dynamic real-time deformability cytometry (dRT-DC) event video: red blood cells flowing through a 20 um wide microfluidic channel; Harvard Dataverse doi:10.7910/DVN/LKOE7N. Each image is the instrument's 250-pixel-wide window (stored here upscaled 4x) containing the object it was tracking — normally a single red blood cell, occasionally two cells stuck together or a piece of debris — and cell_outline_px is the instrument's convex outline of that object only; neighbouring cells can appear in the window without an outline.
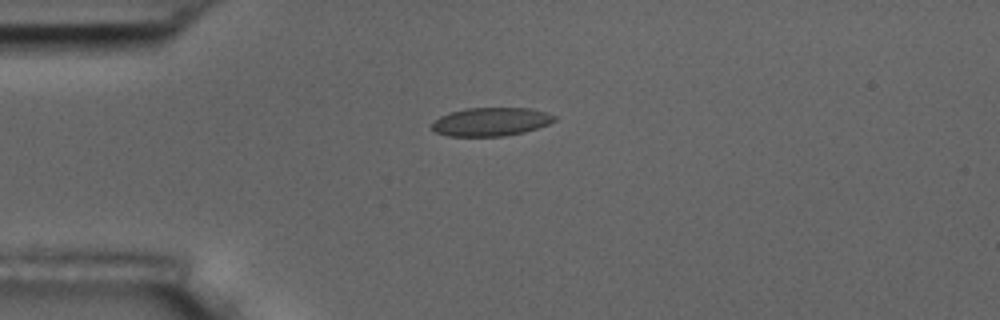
{"species": "common noctule bat (a hibernating species)", "species_latin": "Nyctalus noctula", "temperature_condition": "room temperature", "stored_images_in_passage": 6, "camera_frame_rate_fps": 3000, "um_per_image_px": 0.085, "animal": {"sex": "male", "body_mass_g": 17.5, "forearm_length_mm": 52.3}, "frame": {"image": 1, "passage_image": 4, "time_ms": 3.667, "image_size_px": [1000, 320], "cell_outline_px": [[556, 120], [548, 124], [524, 132], [504, 136], [448, 136], [436, 132], [432, 128], [432, 124], [440, 116], [452, 112], [468, 108], [532, 108], [556, 116]], "centroid_in_image_um": [41.74, 10.35], "position_along_channel_um": 43.3, "area_um2": 20.11}}